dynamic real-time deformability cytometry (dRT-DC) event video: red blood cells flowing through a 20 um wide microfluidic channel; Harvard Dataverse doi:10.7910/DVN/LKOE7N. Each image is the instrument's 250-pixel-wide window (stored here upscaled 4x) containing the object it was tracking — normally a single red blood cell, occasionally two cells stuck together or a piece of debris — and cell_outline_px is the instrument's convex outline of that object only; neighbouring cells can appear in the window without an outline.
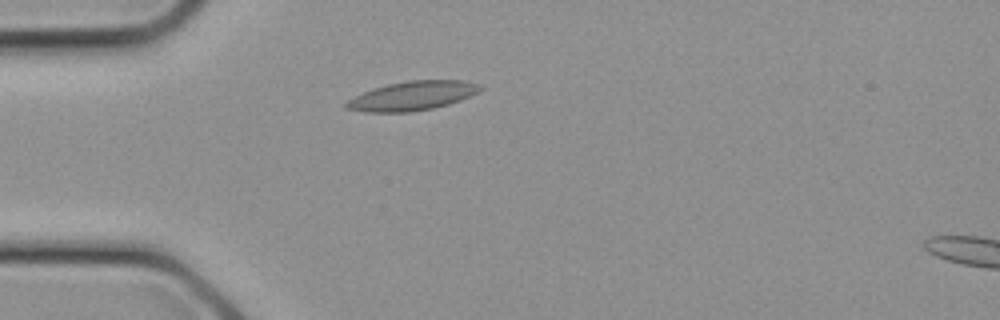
{"species": "common noctule bat (a hibernating species)", "species_latin": "Nyctalus noctula", "temperature_condition": "cold", "stored_images_in_passage": 5, "camera_frame_rate_fps": 3000, "um_per_image_px": 0.085, "animal": {"sex": "female", "body_mass_g": 21.9}, "frame": {"image": 1, "passage_image": 1, "time_ms": 0.0, "image_size_px": [1000, 320], "cell_outline_px": [[484, 88], [460, 100], [448, 104], [432, 108], [412, 112], [364, 112], [344, 108], [344, 104], [348, 100], [364, 92], [388, 84], [408, 80], [464, 80], [480, 84]], "centroid_in_image_um": [35.05, 8.14], "position_along_channel_um": 49.9, "area_um2": 22.54}}
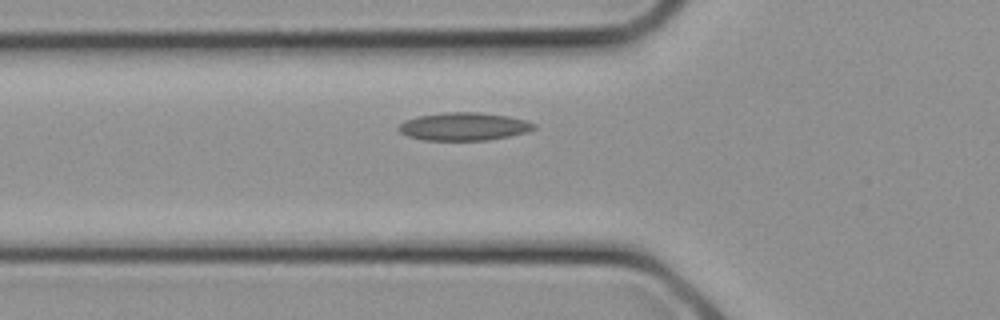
{"frame": {"image": 2, "passage_image": 3, "time_ms": 0.667, "image_size_px": [1000, 320], "cell_outline_px": [[536, 128], [528, 132], [488, 140], [424, 140], [408, 136], [400, 132], [396, 128], [404, 120], [420, 116], [444, 112], [480, 112], [508, 116], [524, 120], [536, 124]], "centroid_in_image_um": [39.42, 10.75], "position_along_channel_um": 86.4, "area_um2": 22.02}}
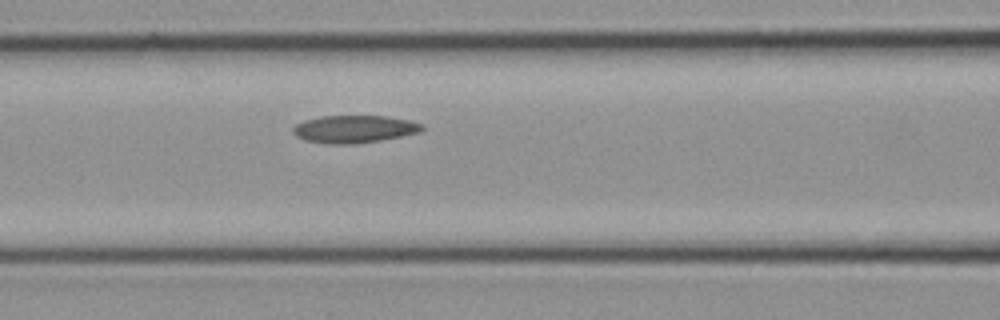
{"frame": {"image": 3, "passage_image": 5, "time_ms": 1.333, "image_size_px": [1000, 320], "cell_outline_px": [[424, 128], [420, 132], [380, 140], [352, 144], [332, 144], [304, 140], [296, 136], [292, 132], [292, 128], [296, 124], [304, 120], [324, 116], [388, 116], [408, 120], [420, 124]], "centroid_in_image_um": [30.07, 10.97], "position_along_channel_um": 136.5, "area_um2": 20.52}}